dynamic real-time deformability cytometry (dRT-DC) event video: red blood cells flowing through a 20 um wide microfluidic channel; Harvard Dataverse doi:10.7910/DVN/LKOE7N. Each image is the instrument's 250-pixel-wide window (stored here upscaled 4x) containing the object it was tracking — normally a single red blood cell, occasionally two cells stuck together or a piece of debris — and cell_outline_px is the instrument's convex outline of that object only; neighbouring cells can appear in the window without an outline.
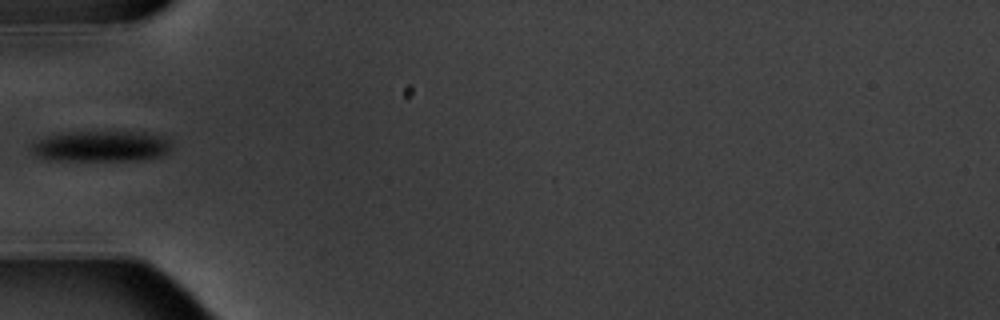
{"species": "common noctule bat (a hibernating species)", "species_latin": "Nyctalus noctula", "temperature_condition": "warm", "stored_images_in_passage": 8, "camera_frame_rate_fps": 3000, "um_per_image_px": 0.085, "animal": {"sex": "male", "body_mass_g": 20.1, "forearm_length_mm": 53.5}, "frame": {"image": 1, "passage_image": 6, "time_ms": 6.0, "image_size_px": [1000, 320], "cell_outline_px": [[172, 148], [168, 152], [160, 156], [144, 160], [48, 160], [36, 156], [32, 152], [32, 144], [36, 140], [44, 136], [68, 132], [144, 132], [160, 136], [172, 140]], "centroid_in_image_um": [8.61, 12.43], "position_along_channel_um": 76.4, "area_um2": 25.37}}